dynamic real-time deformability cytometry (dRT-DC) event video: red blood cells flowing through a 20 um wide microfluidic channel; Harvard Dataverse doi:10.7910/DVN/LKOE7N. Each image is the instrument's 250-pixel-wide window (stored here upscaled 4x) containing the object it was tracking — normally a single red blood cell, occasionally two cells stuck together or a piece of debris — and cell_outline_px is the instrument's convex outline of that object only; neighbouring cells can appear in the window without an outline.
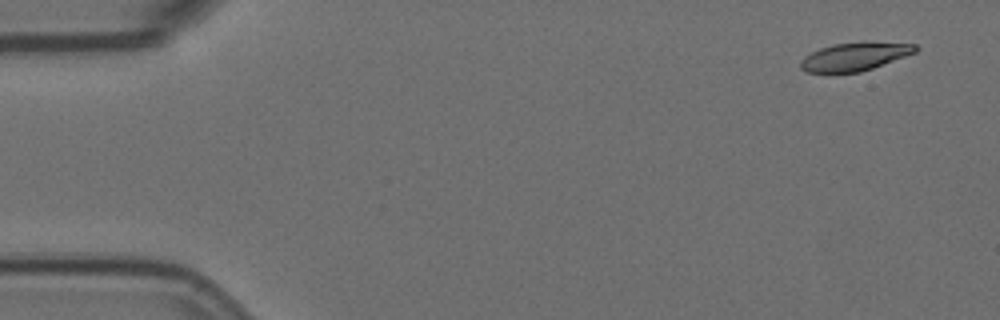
{"species": "Egyptian fruit bat (a non-hibernating species)", "species_latin": "Rousettus aegyptiacus", "temperature_condition": "room temperature", "stored_images_in_passage": 6, "camera_frame_rate_fps": 3000, "um_per_image_px": 0.085, "animal": {"sex": "female"}, "frame": {"image": 1, "passage_image": 1, "time_ms": 0.0, "image_size_px": [1000, 320], "cell_outline_px": [[920, 48], [916, 52], [872, 68], [860, 72], [804, 72], [800, 68], [800, 60], [804, 56], [820, 48], [832, 44], [864, 40], [916, 44]], "centroid_in_image_um": [72.67, 4.77], "position_along_channel_um": 12.3, "area_um2": 19.25}}
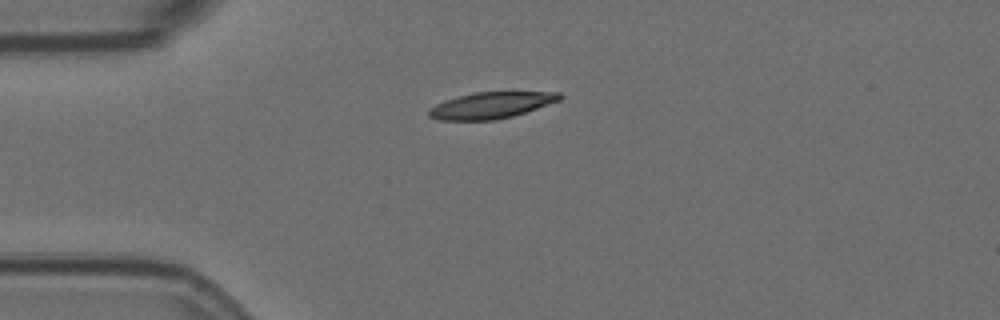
{"frame": {"image": 2, "passage_image": 4, "time_ms": 1.0, "image_size_px": [1000, 320], "cell_outline_px": [[564, 96], [560, 100], [512, 116], [496, 120], [440, 120], [428, 116], [428, 108], [444, 100], [476, 92], [560, 92]], "centroid_in_image_um": [41.72, 8.95], "position_along_channel_um": 43.3, "area_um2": 19.94}}
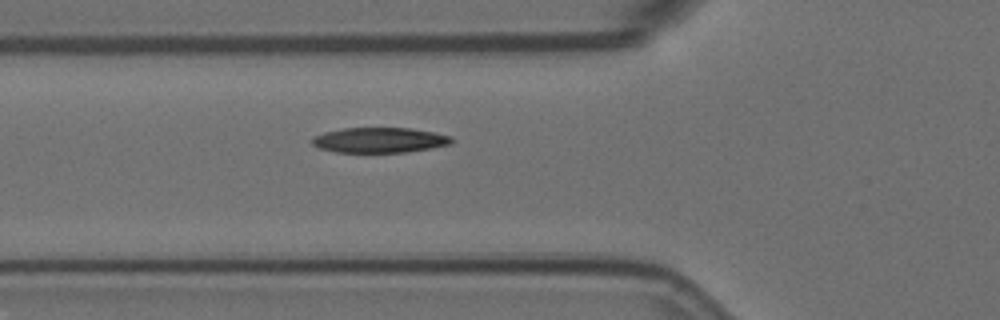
{"frame": {"image": 3, "passage_image": 6, "time_ms": 1.667, "image_size_px": [1000, 320], "cell_outline_px": [[452, 140], [448, 144], [432, 148], [408, 152], [336, 152], [320, 148], [312, 144], [312, 136], [324, 132], [344, 128], [412, 128], [452, 136]], "centroid_in_image_um": [32.24, 11.9], "position_along_channel_um": 93.6, "area_um2": 20.4}}